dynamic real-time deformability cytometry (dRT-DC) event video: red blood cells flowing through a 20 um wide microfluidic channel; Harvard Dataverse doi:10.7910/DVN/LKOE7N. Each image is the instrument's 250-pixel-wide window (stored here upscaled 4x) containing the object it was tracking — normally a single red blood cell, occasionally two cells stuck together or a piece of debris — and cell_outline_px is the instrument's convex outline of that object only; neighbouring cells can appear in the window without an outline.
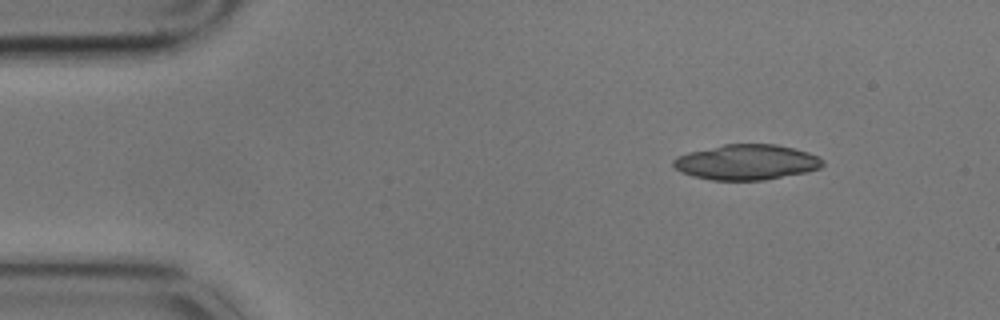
{"species": "common noctule bat (a hibernating species)", "species_latin": "Nyctalus noctula", "temperature_condition": "cold", "stored_images_in_passage": 3, "camera_frame_rate_fps": 3000, "um_per_image_px": 0.085, "animal": {"sex": "male", "body_mass_g": 17.9}, "frame": {"image": 1, "passage_image": 1, "time_ms": 0.0, "image_size_px": [1000, 320], "cell_outline_px": [[824, 164], [820, 168], [804, 172], [764, 180], [712, 180], [692, 176], [680, 172], [672, 164], [672, 160], [676, 156], [688, 152], [724, 144], [776, 144], [808, 152], [820, 156], [824, 160]], "centroid_in_image_um": [63.44, 13.78], "position_along_channel_um": 21.6, "area_um2": 30.81}}